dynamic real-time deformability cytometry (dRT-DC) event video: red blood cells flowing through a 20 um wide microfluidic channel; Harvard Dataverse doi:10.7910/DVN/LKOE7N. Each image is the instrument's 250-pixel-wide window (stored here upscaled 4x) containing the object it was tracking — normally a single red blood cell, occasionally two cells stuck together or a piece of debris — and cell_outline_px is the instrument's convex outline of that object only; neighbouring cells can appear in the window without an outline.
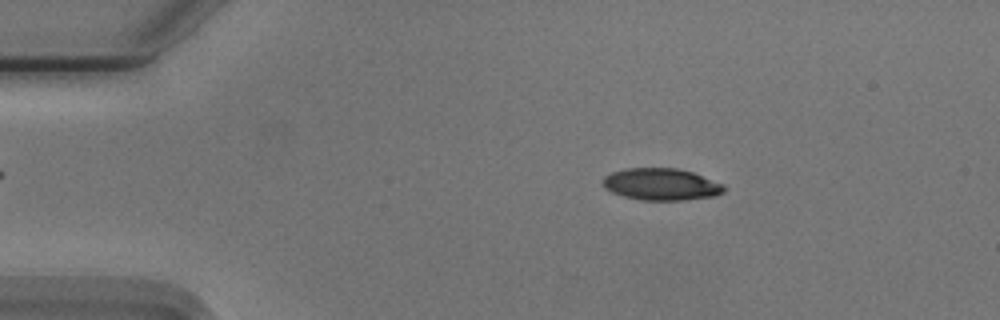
{"species": "Egyptian fruit bat (a non-hibernating species)", "species_latin": "Rousettus aegyptiacus", "temperature_condition": "cold", "stored_images_in_passage": 54, "camera_frame_rate_fps": 3000, "um_per_image_px": 0.085, "animal": {"sex": "male"}, "frame": {"image": 1, "passage_image": 9, "time_ms": 2.667, "image_size_px": [1000, 320], "cell_outline_px": [[724, 192], [716, 196], [680, 200], [640, 200], [624, 196], [612, 192], [604, 188], [600, 184], [604, 176], [612, 172], [624, 168], [676, 168], [692, 172], [724, 184]], "centroid_in_image_um": [56.17, 15.66], "position_along_channel_um": 28.8, "area_um2": 22.66}}
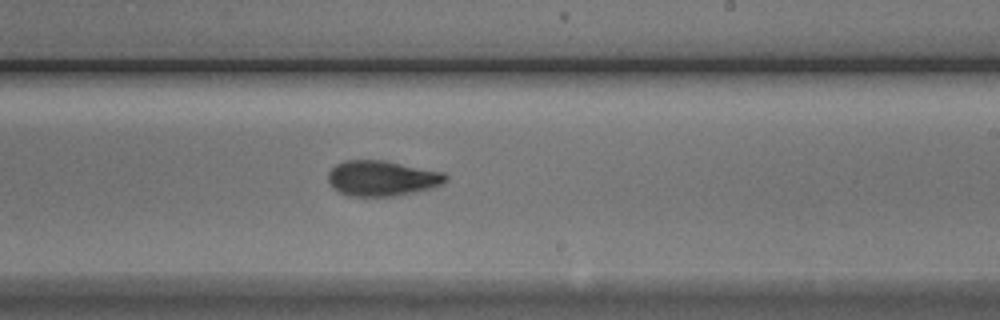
{"frame": {"image": 2, "passage_image": 32, "time_ms": 10.333, "image_size_px": [1000, 320], "cell_outline_px": [[448, 180], [444, 184], [396, 196], [352, 196], [340, 192], [332, 188], [328, 180], [328, 172], [336, 164], [344, 160], [384, 160], [444, 172], [448, 176]], "centroid_in_image_um": [32.47, 15.14], "position_along_channel_um": 256.5, "area_um2": 24.28}}
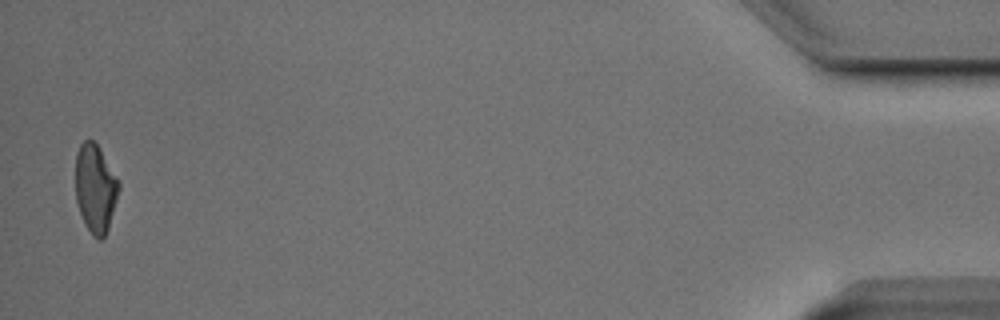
{"frame": {"image": 3, "passage_image": 53, "time_ms": 17.333, "image_size_px": [1000, 320], "cell_outline_px": [[120, 188], [108, 228], [104, 236], [100, 240], [92, 236], [80, 212], [76, 200], [76, 152], [80, 144], [84, 140], [92, 140], [96, 144], [120, 180]], "centroid_in_image_um": [8.11, 15.99], "position_along_channel_um": 427.1, "area_um2": 22.08}, "authors_computed_cell_mechanics": {"area_um2": 23.3223, "velocity_mm_per_s": 3.7493, "shape_relaxation_time_tau1_ms": 2.6674, "shape_relaxation_time_tau2_ms": 2.6962, "deformation_change_tau1": 0.135, "deformation_change_tau2": 0.0937}}